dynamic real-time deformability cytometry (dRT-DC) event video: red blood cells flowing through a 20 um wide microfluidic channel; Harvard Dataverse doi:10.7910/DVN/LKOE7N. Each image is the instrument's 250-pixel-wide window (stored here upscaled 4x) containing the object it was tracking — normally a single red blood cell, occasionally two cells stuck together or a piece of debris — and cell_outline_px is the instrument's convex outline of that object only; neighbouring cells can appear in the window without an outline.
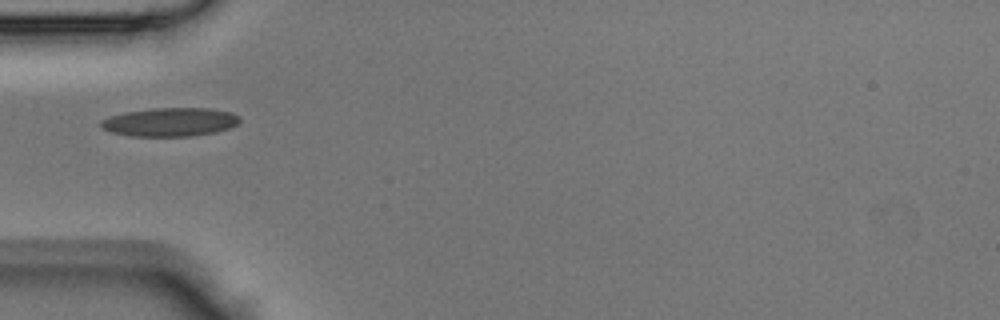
{"species": "Egyptian fruit bat (a non-hibernating species)", "species_latin": "Rousettus aegyptiacus", "temperature_condition": "room temperature", "stored_images_in_passage": 20, "camera_frame_rate_fps": 3000, "um_per_image_px": 0.085, "animal": {"sex": "male"}, "frame": {"image": 1, "passage_image": 1, "time_ms": 0.0, "image_size_px": [1000, 320], "cell_outline_px": [[240, 120], [236, 124], [228, 128], [216, 132], [192, 136], [128, 136], [112, 132], [100, 128], [100, 120], [124, 112], [152, 108], [208, 108], [232, 112], [240, 116]], "centroid_in_image_um": [14.44, 10.37], "position_along_channel_um": 70.6, "area_um2": 23.24}}
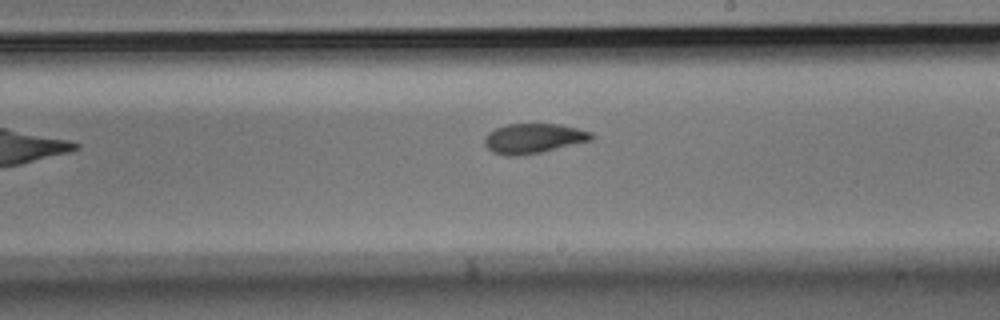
{"frame": {"image": 2, "passage_image": 10, "time_ms": 3.0, "image_size_px": [1000, 320], "cell_outline_px": [[596, 136], [592, 140], [540, 152], [516, 156], [504, 156], [492, 152], [484, 144], [484, 136], [488, 132], [496, 128], [508, 124], [560, 124], [592, 132]], "centroid_in_image_um": [45.33, 11.76], "position_along_channel_um": 243.7, "area_um2": 18.61}}
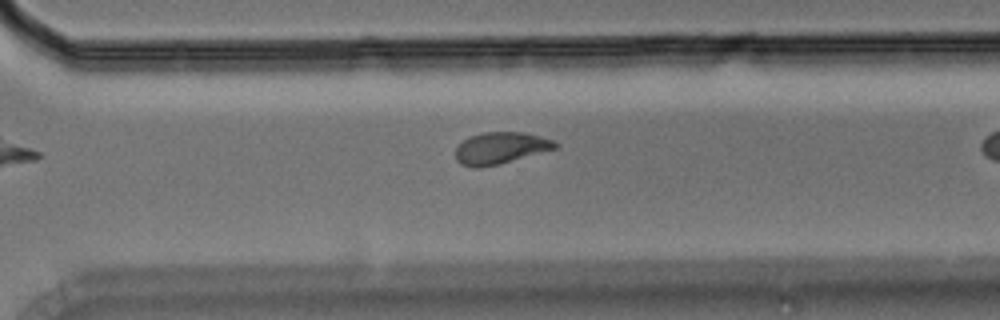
{"frame": {"image": 3, "passage_image": 16, "time_ms": 5.0, "image_size_px": [1000, 320], "cell_outline_px": [[560, 148], [500, 164], [480, 168], [472, 168], [460, 164], [456, 160], [456, 148], [468, 136], [484, 132], [524, 132], [540, 136], [552, 140], [560, 144]], "centroid_in_image_um": [42.57, 12.59], "position_along_channel_um": 328.0, "area_um2": 18.79}}